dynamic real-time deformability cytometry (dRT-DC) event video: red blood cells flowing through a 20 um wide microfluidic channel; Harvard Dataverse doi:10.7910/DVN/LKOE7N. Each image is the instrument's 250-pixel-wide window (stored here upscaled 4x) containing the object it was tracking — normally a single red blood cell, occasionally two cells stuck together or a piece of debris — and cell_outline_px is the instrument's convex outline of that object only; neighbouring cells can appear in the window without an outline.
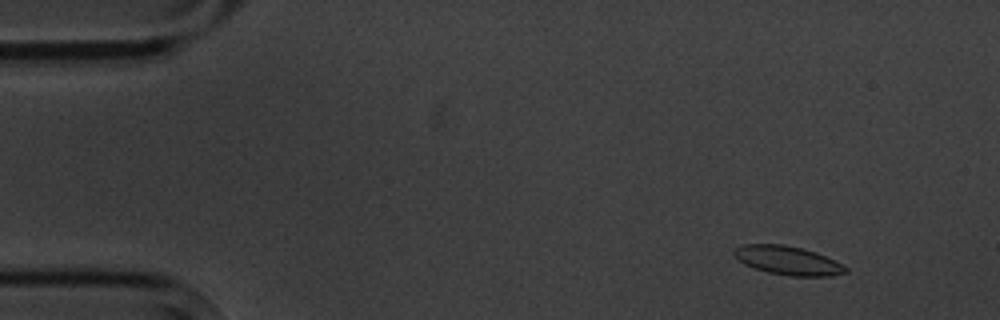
{"species": "common noctule bat (a hibernating species)", "species_latin": "Nyctalus noctula", "temperature_condition": "cold", "stored_images_in_passage": 6, "camera_frame_rate_fps": 3000, "um_per_image_px": 0.085, "animal": {"sex": "male", "body_mass_g": 20.1, "forearm_length_mm": 53.5}, "frame": {"image": 1, "passage_image": 2, "time_ms": 1.0, "image_size_px": [1000, 320], "cell_outline_px": [[848, 272], [832, 276], [788, 276], [768, 272], [744, 264], [732, 256], [732, 248], [744, 244], [784, 244], [816, 252], [848, 268]], "centroid_in_image_um": [66.9, 22.13], "position_along_channel_um": 18.1, "area_um2": 18.73}}
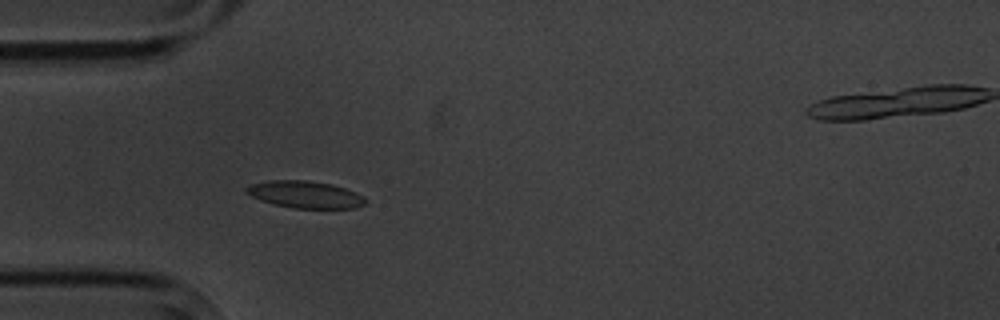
{"frame": {"image": 2, "passage_image": 5, "time_ms": 4.667, "image_size_px": [1000, 320], "cell_outline_px": [[368, 204], [356, 208], [296, 208], [276, 204], [260, 200], [244, 192], [244, 188], [248, 184], [272, 180], [308, 180], [332, 184], [356, 192], [364, 196], [368, 200]], "centroid_in_image_um": [25.97, 16.53], "position_along_channel_um": 59.0, "area_um2": 18.96}}